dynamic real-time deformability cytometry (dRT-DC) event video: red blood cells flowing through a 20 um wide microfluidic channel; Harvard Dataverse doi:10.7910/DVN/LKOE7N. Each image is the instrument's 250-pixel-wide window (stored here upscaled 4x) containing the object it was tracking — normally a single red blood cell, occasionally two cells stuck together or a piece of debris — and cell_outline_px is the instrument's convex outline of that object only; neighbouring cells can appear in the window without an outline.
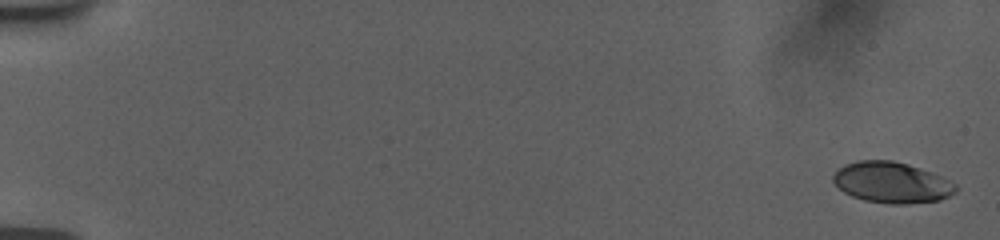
{"species": "human", "species_latin": "Homo sapiens", "temperature_condition": "room temperature", "stored_images_in_passage": 64, "camera_frame_rate_fps": 3000, "um_per_image_px": 0.085, "donor": {"sex": "female"}, "frame": {"image": 1, "passage_image": 1, "time_ms": 0.0, "image_size_px": [1000, 240], "cell_outline_px": [[956, 192], [940, 200], [904, 204], [888, 204], [864, 200], [852, 196], [844, 192], [832, 180], [832, 176], [844, 164], [856, 160], [892, 160], [908, 164], [932, 172], [956, 184]], "centroid_in_image_um": [75.78, 15.51], "position_along_channel_um": 9.2, "area_um2": 29.19}}
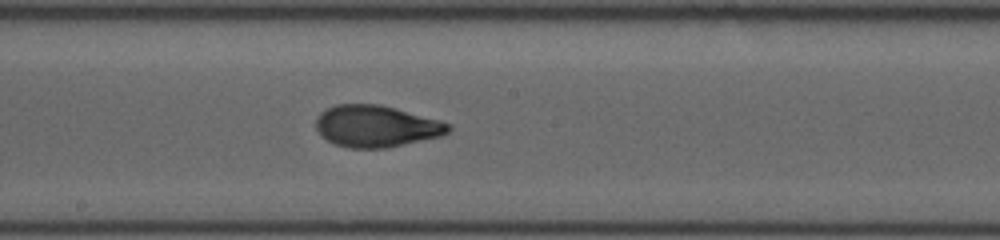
{"frame": {"image": 2, "passage_image": 30, "time_ms": 10.333, "image_size_px": [1000, 240], "cell_outline_px": [[452, 128], [444, 136], [388, 148], [352, 148], [336, 144], [320, 136], [316, 128], [316, 116], [320, 112], [336, 104], [380, 104], [396, 108], [440, 120], [452, 124]], "centroid_in_image_um": [32.01, 10.73], "position_along_channel_um": 216.2, "area_um2": 32.54}}
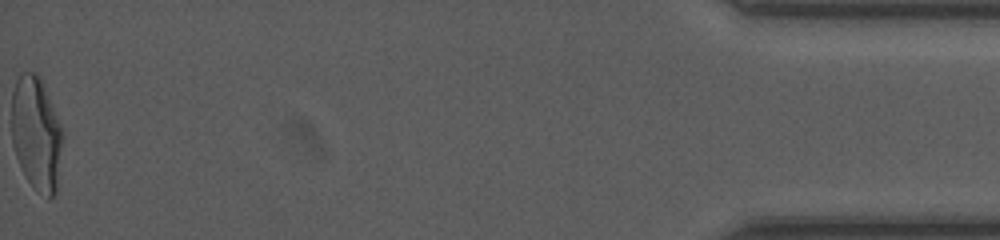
{"frame": {"image": 3, "passage_image": 64, "time_ms": 18.333, "image_size_px": [1000, 240], "cell_outline_px": [[64, 136], [56, 192], [48, 200], [28, 180], [16, 156], [12, 144], [12, 92], [16, 80], [20, 72], [36, 72], [40, 76], [44, 84], [60, 124]], "centroid_in_image_um": [3.1, 11.32], "position_along_channel_um": 432.1, "area_um2": 33.93}, "authors_computed_cell_mechanics": {"area_um2": 31.5588, "velocity_mm_per_s": 3.7848, "shape_relaxation_time_tau1_ms": 5.4923, "shape_relaxation_time_tau2_ms": 1.1054, "deformation_change_tau1": 0.1972, "deformation_change_tau2": 0.0622}}